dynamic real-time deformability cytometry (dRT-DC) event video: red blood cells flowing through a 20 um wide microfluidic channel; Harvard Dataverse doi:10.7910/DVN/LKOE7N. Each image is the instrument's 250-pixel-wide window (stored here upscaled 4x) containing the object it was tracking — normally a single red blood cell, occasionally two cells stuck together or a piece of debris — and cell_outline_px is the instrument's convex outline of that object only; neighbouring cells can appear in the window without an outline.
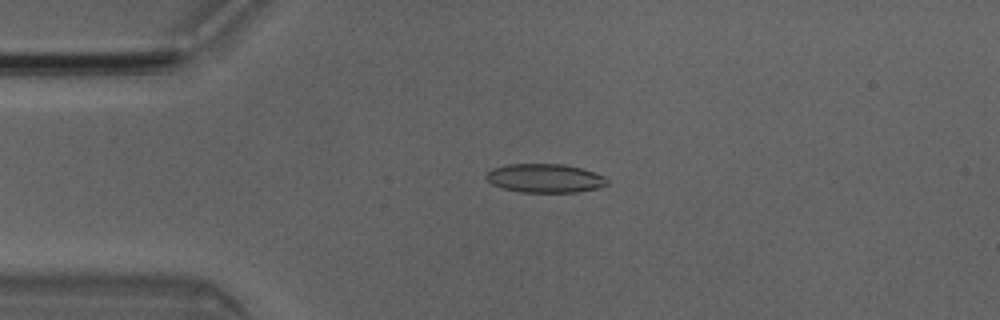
{"species": "Egyptian fruit bat (a non-hibernating species)", "species_latin": "Rousettus aegyptiacus", "temperature_condition": "room temperature", "stored_images_in_passage": 7, "camera_frame_rate_fps": 3000, "um_per_image_px": 0.085, "animal": {"sex": "male"}, "frame": {"image": 1, "passage_image": 4, "time_ms": 1.0, "image_size_px": [1000, 320], "cell_outline_px": [[608, 184], [600, 188], [576, 192], [520, 192], [500, 188], [492, 184], [484, 176], [492, 168], [508, 164], [564, 164], [580, 168], [604, 176], [608, 180]], "centroid_in_image_um": [46.3, 15.15], "position_along_channel_um": 38.7, "area_um2": 20.35}}